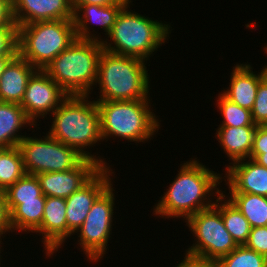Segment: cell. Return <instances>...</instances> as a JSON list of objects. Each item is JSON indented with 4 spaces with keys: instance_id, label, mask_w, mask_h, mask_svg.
Masks as SVG:
<instances>
[{
    "instance_id": "277c9868",
    "label": "cell",
    "mask_w": 267,
    "mask_h": 267,
    "mask_svg": "<svg viewBox=\"0 0 267 267\" xmlns=\"http://www.w3.org/2000/svg\"><path fill=\"white\" fill-rule=\"evenodd\" d=\"M146 64L140 58L118 55L103 49L99 57L96 83L100 95L95 101L150 99L151 83Z\"/></svg>"
},
{
    "instance_id": "9c48e42d",
    "label": "cell",
    "mask_w": 267,
    "mask_h": 267,
    "mask_svg": "<svg viewBox=\"0 0 267 267\" xmlns=\"http://www.w3.org/2000/svg\"><path fill=\"white\" fill-rule=\"evenodd\" d=\"M25 136L18 147L27 174L68 171L75 168L84 157L75 149L49 136Z\"/></svg>"
},
{
    "instance_id": "d6a6232c",
    "label": "cell",
    "mask_w": 267,
    "mask_h": 267,
    "mask_svg": "<svg viewBox=\"0 0 267 267\" xmlns=\"http://www.w3.org/2000/svg\"><path fill=\"white\" fill-rule=\"evenodd\" d=\"M16 24L12 11V0H0V28Z\"/></svg>"
},
{
    "instance_id": "ba28073f",
    "label": "cell",
    "mask_w": 267,
    "mask_h": 267,
    "mask_svg": "<svg viewBox=\"0 0 267 267\" xmlns=\"http://www.w3.org/2000/svg\"><path fill=\"white\" fill-rule=\"evenodd\" d=\"M185 222L196 238L184 254L217 262L238 246L214 206L191 215Z\"/></svg>"
},
{
    "instance_id": "f546056e",
    "label": "cell",
    "mask_w": 267,
    "mask_h": 267,
    "mask_svg": "<svg viewBox=\"0 0 267 267\" xmlns=\"http://www.w3.org/2000/svg\"><path fill=\"white\" fill-rule=\"evenodd\" d=\"M18 55V25L0 28V56Z\"/></svg>"
},
{
    "instance_id": "7a4b0ae2",
    "label": "cell",
    "mask_w": 267,
    "mask_h": 267,
    "mask_svg": "<svg viewBox=\"0 0 267 267\" xmlns=\"http://www.w3.org/2000/svg\"><path fill=\"white\" fill-rule=\"evenodd\" d=\"M90 97L88 95L67 96L50 115L53 116V118H50L52 119V125H50L47 134L75 149L85 159H91L101 167H108L109 163L106 160L104 161L106 158L91 154L87 150L102 141L97 102L95 100L91 101Z\"/></svg>"
},
{
    "instance_id": "74e56055",
    "label": "cell",
    "mask_w": 267,
    "mask_h": 267,
    "mask_svg": "<svg viewBox=\"0 0 267 267\" xmlns=\"http://www.w3.org/2000/svg\"><path fill=\"white\" fill-rule=\"evenodd\" d=\"M16 56H0V76L4 72V69L8 63Z\"/></svg>"
},
{
    "instance_id": "44dd1931",
    "label": "cell",
    "mask_w": 267,
    "mask_h": 267,
    "mask_svg": "<svg viewBox=\"0 0 267 267\" xmlns=\"http://www.w3.org/2000/svg\"><path fill=\"white\" fill-rule=\"evenodd\" d=\"M256 128L257 126L217 128L215 138L228 156V161L231 160L229 164L250 158Z\"/></svg>"
},
{
    "instance_id": "5b68a950",
    "label": "cell",
    "mask_w": 267,
    "mask_h": 267,
    "mask_svg": "<svg viewBox=\"0 0 267 267\" xmlns=\"http://www.w3.org/2000/svg\"><path fill=\"white\" fill-rule=\"evenodd\" d=\"M96 102L102 141L120 138L136 144L147 143L145 141L153 139L161 128V120L153 112L150 99Z\"/></svg>"
},
{
    "instance_id": "1f68e13d",
    "label": "cell",
    "mask_w": 267,
    "mask_h": 267,
    "mask_svg": "<svg viewBox=\"0 0 267 267\" xmlns=\"http://www.w3.org/2000/svg\"><path fill=\"white\" fill-rule=\"evenodd\" d=\"M265 151H267V125H257L251 154H264Z\"/></svg>"
},
{
    "instance_id": "6da1fadb",
    "label": "cell",
    "mask_w": 267,
    "mask_h": 267,
    "mask_svg": "<svg viewBox=\"0 0 267 267\" xmlns=\"http://www.w3.org/2000/svg\"><path fill=\"white\" fill-rule=\"evenodd\" d=\"M196 159L191 158L180 164L176 178L153 206V215L185 221L191 215L214 206L211 196L216 199L223 193L219 185L224 173L220 175Z\"/></svg>"
},
{
    "instance_id": "5bb4252c",
    "label": "cell",
    "mask_w": 267,
    "mask_h": 267,
    "mask_svg": "<svg viewBox=\"0 0 267 267\" xmlns=\"http://www.w3.org/2000/svg\"><path fill=\"white\" fill-rule=\"evenodd\" d=\"M225 178L229 193H250L267 197V168L253 159H243L225 165Z\"/></svg>"
},
{
    "instance_id": "4dcf8cb0",
    "label": "cell",
    "mask_w": 267,
    "mask_h": 267,
    "mask_svg": "<svg viewBox=\"0 0 267 267\" xmlns=\"http://www.w3.org/2000/svg\"><path fill=\"white\" fill-rule=\"evenodd\" d=\"M244 245L267 258V226L251 228Z\"/></svg>"
},
{
    "instance_id": "ac0fdd59",
    "label": "cell",
    "mask_w": 267,
    "mask_h": 267,
    "mask_svg": "<svg viewBox=\"0 0 267 267\" xmlns=\"http://www.w3.org/2000/svg\"><path fill=\"white\" fill-rule=\"evenodd\" d=\"M252 64L238 63L233 66L229 87L223 88L222 94L242 108L252 110L261 80L267 75L264 67L257 74L253 72Z\"/></svg>"
},
{
    "instance_id": "4316f807",
    "label": "cell",
    "mask_w": 267,
    "mask_h": 267,
    "mask_svg": "<svg viewBox=\"0 0 267 267\" xmlns=\"http://www.w3.org/2000/svg\"><path fill=\"white\" fill-rule=\"evenodd\" d=\"M216 104L223 117V121L219 126L243 127L257 126L253 123L251 111L242 108L236 103L227 99L221 92L216 97Z\"/></svg>"
},
{
    "instance_id": "7c38bea8",
    "label": "cell",
    "mask_w": 267,
    "mask_h": 267,
    "mask_svg": "<svg viewBox=\"0 0 267 267\" xmlns=\"http://www.w3.org/2000/svg\"><path fill=\"white\" fill-rule=\"evenodd\" d=\"M111 168L110 165L102 167L85 185L65 199L67 239L76 234L96 199L113 183L111 176H115V171Z\"/></svg>"
},
{
    "instance_id": "ab89813d",
    "label": "cell",
    "mask_w": 267,
    "mask_h": 267,
    "mask_svg": "<svg viewBox=\"0 0 267 267\" xmlns=\"http://www.w3.org/2000/svg\"><path fill=\"white\" fill-rule=\"evenodd\" d=\"M263 50H265V54H267V46H264V49ZM265 68H266V70H267V66L265 65Z\"/></svg>"
},
{
    "instance_id": "d6986e66",
    "label": "cell",
    "mask_w": 267,
    "mask_h": 267,
    "mask_svg": "<svg viewBox=\"0 0 267 267\" xmlns=\"http://www.w3.org/2000/svg\"><path fill=\"white\" fill-rule=\"evenodd\" d=\"M36 71L19 54L14 57L0 76V102L20 104L28 81Z\"/></svg>"
},
{
    "instance_id": "603a6c76",
    "label": "cell",
    "mask_w": 267,
    "mask_h": 267,
    "mask_svg": "<svg viewBox=\"0 0 267 267\" xmlns=\"http://www.w3.org/2000/svg\"><path fill=\"white\" fill-rule=\"evenodd\" d=\"M215 200L214 207L221 213L225 228L237 245H244L249 237L251 226L239 209L227 198L225 191ZM223 201V202H222Z\"/></svg>"
},
{
    "instance_id": "ffe728a7",
    "label": "cell",
    "mask_w": 267,
    "mask_h": 267,
    "mask_svg": "<svg viewBox=\"0 0 267 267\" xmlns=\"http://www.w3.org/2000/svg\"><path fill=\"white\" fill-rule=\"evenodd\" d=\"M27 125L32 130L37 128L19 103L0 102V147L18 146L26 136V132L25 135L20 133Z\"/></svg>"
},
{
    "instance_id": "484cf974",
    "label": "cell",
    "mask_w": 267,
    "mask_h": 267,
    "mask_svg": "<svg viewBox=\"0 0 267 267\" xmlns=\"http://www.w3.org/2000/svg\"><path fill=\"white\" fill-rule=\"evenodd\" d=\"M25 174L19 147H0V190L5 191Z\"/></svg>"
},
{
    "instance_id": "8992f818",
    "label": "cell",
    "mask_w": 267,
    "mask_h": 267,
    "mask_svg": "<svg viewBox=\"0 0 267 267\" xmlns=\"http://www.w3.org/2000/svg\"><path fill=\"white\" fill-rule=\"evenodd\" d=\"M102 43L75 39L44 71L69 95H90L97 83Z\"/></svg>"
},
{
    "instance_id": "7402d4cb",
    "label": "cell",
    "mask_w": 267,
    "mask_h": 267,
    "mask_svg": "<svg viewBox=\"0 0 267 267\" xmlns=\"http://www.w3.org/2000/svg\"><path fill=\"white\" fill-rule=\"evenodd\" d=\"M46 197L37 200L22 201L10 214L9 224L11 232L34 233L42 223Z\"/></svg>"
},
{
    "instance_id": "9a60e30c",
    "label": "cell",
    "mask_w": 267,
    "mask_h": 267,
    "mask_svg": "<svg viewBox=\"0 0 267 267\" xmlns=\"http://www.w3.org/2000/svg\"><path fill=\"white\" fill-rule=\"evenodd\" d=\"M42 236L47 257L62 248L67 239L66 202L64 198L46 197L41 226L34 232ZM42 234V235H40ZM62 246V247H61Z\"/></svg>"
},
{
    "instance_id": "52a82bcc",
    "label": "cell",
    "mask_w": 267,
    "mask_h": 267,
    "mask_svg": "<svg viewBox=\"0 0 267 267\" xmlns=\"http://www.w3.org/2000/svg\"><path fill=\"white\" fill-rule=\"evenodd\" d=\"M75 39L73 20L38 21L20 25L18 54L37 70H44Z\"/></svg>"
},
{
    "instance_id": "f1b7e54d",
    "label": "cell",
    "mask_w": 267,
    "mask_h": 267,
    "mask_svg": "<svg viewBox=\"0 0 267 267\" xmlns=\"http://www.w3.org/2000/svg\"><path fill=\"white\" fill-rule=\"evenodd\" d=\"M251 116L254 124L267 125V75L259 83Z\"/></svg>"
},
{
    "instance_id": "4fadbf2b",
    "label": "cell",
    "mask_w": 267,
    "mask_h": 267,
    "mask_svg": "<svg viewBox=\"0 0 267 267\" xmlns=\"http://www.w3.org/2000/svg\"><path fill=\"white\" fill-rule=\"evenodd\" d=\"M102 167L91 159H83L68 171L37 174L42 193L46 197L68 198L85 185Z\"/></svg>"
},
{
    "instance_id": "3957f363",
    "label": "cell",
    "mask_w": 267,
    "mask_h": 267,
    "mask_svg": "<svg viewBox=\"0 0 267 267\" xmlns=\"http://www.w3.org/2000/svg\"><path fill=\"white\" fill-rule=\"evenodd\" d=\"M129 1L118 13L113 28L101 43L104 50L147 62L169 39L170 23L154 20L130 9ZM131 10V11H130ZM170 33V34H169ZM110 38V39H109ZM113 44V45H112Z\"/></svg>"
},
{
    "instance_id": "e0dca14e",
    "label": "cell",
    "mask_w": 267,
    "mask_h": 267,
    "mask_svg": "<svg viewBox=\"0 0 267 267\" xmlns=\"http://www.w3.org/2000/svg\"><path fill=\"white\" fill-rule=\"evenodd\" d=\"M130 0H120L112 6H99V5H81L75 12L73 22L75 26V34L77 39L102 41L103 38L93 33L95 30L91 29V25H98L102 27L105 35H108L113 28L116 17L120 10ZM92 23V24H91ZM90 24V26H89Z\"/></svg>"
},
{
    "instance_id": "8d00e7d4",
    "label": "cell",
    "mask_w": 267,
    "mask_h": 267,
    "mask_svg": "<svg viewBox=\"0 0 267 267\" xmlns=\"http://www.w3.org/2000/svg\"><path fill=\"white\" fill-rule=\"evenodd\" d=\"M250 159L267 168V151L264 154H250Z\"/></svg>"
},
{
    "instance_id": "d590c367",
    "label": "cell",
    "mask_w": 267,
    "mask_h": 267,
    "mask_svg": "<svg viewBox=\"0 0 267 267\" xmlns=\"http://www.w3.org/2000/svg\"><path fill=\"white\" fill-rule=\"evenodd\" d=\"M120 0H69V5L75 12L81 5L112 6Z\"/></svg>"
},
{
    "instance_id": "d4e9b609",
    "label": "cell",
    "mask_w": 267,
    "mask_h": 267,
    "mask_svg": "<svg viewBox=\"0 0 267 267\" xmlns=\"http://www.w3.org/2000/svg\"><path fill=\"white\" fill-rule=\"evenodd\" d=\"M4 193L9 214L21 204L22 201L37 200V197H46L42 193L36 175L27 173L15 184L10 185Z\"/></svg>"
},
{
    "instance_id": "83f0119b",
    "label": "cell",
    "mask_w": 267,
    "mask_h": 267,
    "mask_svg": "<svg viewBox=\"0 0 267 267\" xmlns=\"http://www.w3.org/2000/svg\"><path fill=\"white\" fill-rule=\"evenodd\" d=\"M216 264L217 267H267V258L245 245H238Z\"/></svg>"
},
{
    "instance_id": "e575fe53",
    "label": "cell",
    "mask_w": 267,
    "mask_h": 267,
    "mask_svg": "<svg viewBox=\"0 0 267 267\" xmlns=\"http://www.w3.org/2000/svg\"><path fill=\"white\" fill-rule=\"evenodd\" d=\"M175 267H217L216 262L193 257L185 254L184 259L180 260ZM174 267V266H173Z\"/></svg>"
},
{
    "instance_id": "cb8c5ba5",
    "label": "cell",
    "mask_w": 267,
    "mask_h": 267,
    "mask_svg": "<svg viewBox=\"0 0 267 267\" xmlns=\"http://www.w3.org/2000/svg\"><path fill=\"white\" fill-rule=\"evenodd\" d=\"M228 195L226 198L239 209L249 221L251 228L267 226V197L250 193H228Z\"/></svg>"
},
{
    "instance_id": "30bf717a",
    "label": "cell",
    "mask_w": 267,
    "mask_h": 267,
    "mask_svg": "<svg viewBox=\"0 0 267 267\" xmlns=\"http://www.w3.org/2000/svg\"><path fill=\"white\" fill-rule=\"evenodd\" d=\"M111 184L94 202L82 226L76 231L78 246L87 256L86 261L97 263L107 253L113 229L115 192ZM112 228V229H111ZM79 232V233H78Z\"/></svg>"
},
{
    "instance_id": "836d02e7",
    "label": "cell",
    "mask_w": 267,
    "mask_h": 267,
    "mask_svg": "<svg viewBox=\"0 0 267 267\" xmlns=\"http://www.w3.org/2000/svg\"><path fill=\"white\" fill-rule=\"evenodd\" d=\"M9 213L6 207V198L4 191L0 190V234L10 235ZM6 233V234H5Z\"/></svg>"
},
{
    "instance_id": "8fae6325",
    "label": "cell",
    "mask_w": 267,
    "mask_h": 267,
    "mask_svg": "<svg viewBox=\"0 0 267 267\" xmlns=\"http://www.w3.org/2000/svg\"><path fill=\"white\" fill-rule=\"evenodd\" d=\"M67 96L44 70H37L28 81L20 105L35 126H39L37 121L50 117Z\"/></svg>"
},
{
    "instance_id": "2e32d148",
    "label": "cell",
    "mask_w": 267,
    "mask_h": 267,
    "mask_svg": "<svg viewBox=\"0 0 267 267\" xmlns=\"http://www.w3.org/2000/svg\"><path fill=\"white\" fill-rule=\"evenodd\" d=\"M14 21L18 26L38 21L73 20L69 0H12Z\"/></svg>"
},
{
    "instance_id": "f35d334b",
    "label": "cell",
    "mask_w": 267,
    "mask_h": 267,
    "mask_svg": "<svg viewBox=\"0 0 267 267\" xmlns=\"http://www.w3.org/2000/svg\"><path fill=\"white\" fill-rule=\"evenodd\" d=\"M5 237V235H2V234H0V265H1V261H2V256H1V253L4 251L3 249H1L2 248V239ZM2 251V252H1ZM1 267V266H0Z\"/></svg>"
}]
</instances>
